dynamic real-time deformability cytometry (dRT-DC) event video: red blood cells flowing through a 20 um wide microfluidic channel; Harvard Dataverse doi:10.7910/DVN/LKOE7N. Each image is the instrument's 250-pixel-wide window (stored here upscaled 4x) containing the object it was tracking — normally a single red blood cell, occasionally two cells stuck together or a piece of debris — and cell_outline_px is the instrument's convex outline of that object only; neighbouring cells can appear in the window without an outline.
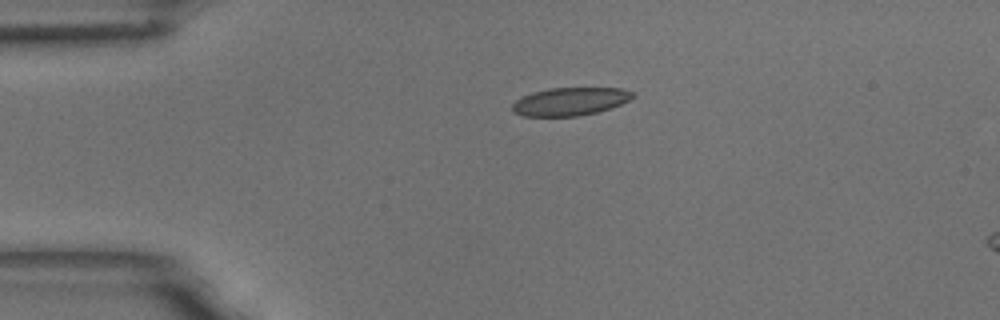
{"species": "common noctule bat (a hibernating species)", "species_latin": "Nyctalus noctula", "temperature_condition": "room temperature", "stored_images_in_passage": 3, "camera_frame_rate_fps": 3000, "um_per_image_px": 0.085, "animal": {"sex": "male", "body_mass_g": 18.8}, "frame": {"image": 1, "passage_image": 1, "time_ms": 0.0, "image_size_px": [1000, 320], "cell_outline_px": [[636, 96], [620, 104], [596, 112], [580, 116], [524, 116], [516, 112], [512, 108], [512, 104], [516, 100], [532, 92], [548, 88], [620, 88], [636, 92]], "centroid_in_image_um": [48.48, 8.61], "position_along_channel_um": 36.5, "area_um2": 19.54}}